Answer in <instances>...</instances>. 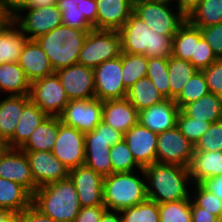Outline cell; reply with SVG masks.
<instances>
[{
	"label": "cell",
	"mask_w": 222,
	"mask_h": 222,
	"mask_svg": "<svg viewBox=\"0 0 222 222\" xmlns=\"http://www.w3.org/2000/svg\"><path fill=\"white\" fill-rule=\"evenodd\" d=\"M5 8L14 16L20 9L24 8L29 0H1Z\"/></svg>",
	"instance_id": "11a10c76"
},
{
	"label": "cell",
	"mask_w": 222,
	"mask_h": 222,
	"mask_svg": "<svg viewBox=\"0 0 222 222\" xmlns=\"http://www.w3.org/2000/svg\"><path fill=\"white\" fill-rule=\"evenodd\" d=\"M209 93L207 81L203 71H197L186 83L180 94L174 99L180 110Z\"/></svg>",
	"instance_id": "74e56055"
},
{
	"label": "cell",
	"mask_w": 222,
	"mask_h": 222,
	"mask_svg": "<svg viewBox=\"0 0 222 222\" xmlns=\"http://www.w3.org/2000/svg\"><path fill=\"white\" fill-rule=\"evenodd\" d=\"M88 32L62 24L47 34L37 37L35 41L43 49L56 72L78 63Z\"/></svg>",
	"instance_id": "277c9868"
},
{
	"label": "cell",
	"mask_w": 222,
	"mask_h": 222,
	"mask_svg": "<svg viewBox=\"0 0 222 222\" xmlns=\"http://www.w3.org/2000/svg\"><path fill=\"white\" fill-rule=\"evenodd\" d=\"M18 64L30 82L55 73L47 55L35 40L26 41Z\"/></svg>",
	"instance_id": "603a6c76"
},
{
	"label": "cell",
	"mask_w": 222,
	"mask_h": 222,
	"mask_svg": "<svg viewBox=\"0 0 222 222\" xmlns=\"http://www.w3.org/2000/svg\"><path fill=\"white\" fill-rule=\"evenodd\" d=\"M162 1L175 2V0H162Z\"/></svg>",
	"instance_id": "be15d7a7"
},
{
	"label": "cell",
	"mask_w": 222,
	"mask_h": 222,
	"mask_svg": "<svg viewBox=\"0 0 222 222\" xmlns=\"http://www.w3.org/2000/svg\"><path fill=\"white\" fill-rule=\"evenodd\" d=\"M210 125L211 122L188 117L182 110L177 115L176 126L194 146L209 129Z\"/></svg>",
	"instance_id": "7bdbcfd3"
},
{
	"label": "cell",
	"mask_w": 222,
	"mask_h": 222,
	"mask_svg": "<svg viewBox=\"0 0 222 222\" xmlns=\"http://www.w3.org/2000/svg\"><path fill=\"white\" fill-rule=\"evenodd\" d=\"M0 222H21V213L0 208Z\"/></svg>",
	"instance_id": "9f6ffc18"
},
{
	"label": "cell",
	"mask_w": 222,
	"mask_h": 222,
	"mask_svg": "<svg viewBox=\"0 0 222 222\" xmlns=\"http://www.w3.org/2000/svg\"><path fill=\"white\" fill-rule=\"evenodd\" d=\"M188 117L208 122L222 120V97L208 93L181 109Z\"/></svg>",
	"instance_id": "4dcf8cb0"
},
{
	"label": "cell",
	"mask_w": 222,
	"mask_h": 222,
	"mask_svg": "<svg viewBox=\"0 0 222 222\" xmlns=\"http://www.w3.org/2000/svg\"><path fill=\"white\" fill-rule=\"evenodd\" d=\"M140 171L146 179L149 200L160 204L191 199V190L187 186L193 184L189 168L155 162Z\"/></svg>",
	"instance_id": "6da1fadb"
},
{
	"label": "cell",
	"mask_w": 222,
	"mask_h": 222,
	"mask_svg": "<svg viewBox=\"0 0 222 222\" xmlns=\"http://www.w3.org/2000/svg\"><path fill=\"white\" fill-rule=\"evenodd\" d=\"M170 4L173 3L162 0L142 2L133 6V12L154 32L174 36L187 18Z\"/></svg>",
	"instance_id": "ba28073f"
},
{
	"label": "cell",
	"mask_w": 222,
	"mask_h": 222,
	"mask_svg": "<svg viewBox=\"0 0 222 222\" xmlns=\"http://www.w3.org/2000/svg\"><path fill=\"white\" fill-rule=\"evenodd\" d=\"M191 215L192 222H221V220L212 214L205 211L204 208L198 207L191 199Z\"/></svg>",
	"instance_id": "816d5d0a"
},
{
	"label": "cell",
	"mask_w": 222,
	"mask_h": 222,
	"mask_svg": "<svg viewBox=\"0 0 222 222\" xmlns=\"http://www.w3.org/2000/svg\"><path fill=\"white\" fill-rule=\"evenodd\" d=\"M24 152L38 188L69 177V169L51 151Z\"/></svg>",
	"instance_id": "2e32d148"
},
{
	"label": "cell",
	"mask_w": 222,
	"mask_h": 222,
	"mask_svg": "<svg viewBox=\"0 0 222 222\" xmlns=\"http://www.w3.org/2000/svg\"><path fill=\"white\" fill-rule=\"evenodd\" d=\"M58 0H29L27 5L22 9H35L45 6H53L57 4Z\"/></svg>",
	"instance_id": "680465c9"
},
{
	"label": "cell",
	"mask_w": 222,
	"mask_h": 222,
	"mask_svg": "<svg viewBox=\"0 0 222 222\" xmlns=\"http://www.w3.org/2000/svg\"><path fill=\"white\" fill-rule=\"evenodd\" d=\"M104 206L107 210L120 211L148 199L145 181L136 172L112 173L104 177Z\"/></svg>",
	"instance_id": "5b68a950"
},
{
	"label": "cell",
	"mask_w": 222,
	"mask_h": 222,
	"mask_svg": "<svg viewBox=\"0 0 222 222\" xmlns=\"http://www.w3.org/2000/svg\"><path fill=\"white\" fill-rule=\"evenodd\" d=\"M99 222H122L121 214L119 211L106 209Z\"/></svg>",
	"instance_id": "91938a15"
},
{
	"label": "cell",
	"mask_w": 222,
	"mask_h": 222,
	"mask_svg": "<svg viewBox=\"0 0 222 222\" xmlns=\"http://www.w3.org/2000/svg\"><path fill=\"white\" fill-rule=\"evenodd\" d=\"M119 212L122 222H159L158 204L149 199Z\"/></svg>",
	"instance_id": "60d3db41"
},
{
	"label": "cell",
	"mask_w": 222,
	"mask_h": 222,
	"mask_svg": "<svg viewBox=\"0 0 222 222\" xmlns=\"http://www.w3.org/2000/svg\"><path fill=\"white\" fill-rule=\"evenodd\" d=\"M29 97L47 116L59 117L69 102L56 73L31 82Z\"/></svg>",
	"instance_id": "9c48e42d"
},
{
	"label": "cell",
	"mask_w": 222,
	"mask_h": 222,
	"mask_svg": "<svg viewBox=\"0 0 222 222\" xmlns=\"http://www.w3.org/2000/svg\"><path fill=\"white\" fill-rule=\"evenodd\" d=\"M218 58L214 54L211 46L202 37L199 42H196L195 57H191L189 62L199 71L210 66Z\"/></svg>",
	"instance_id": "bcb514c9"
},
{
	"label": "cell",
	"mask_w": 222,
	"mask_h": 222,
	"mask_svg": "<svg viewBox=\"0 0 222 222\" xmlns=\"http://www.w3.org/2000/svg\"><path fill=\"white\" fill-rule=\"evenodd\" d=\"M201 38L200 28L186 20L173 37L172 56L189 61L191 57H195L196 42Z\"/></svg>",
	"instance_id": "1f68e13d"
},
{
	"label": "cell",
	"mask_w": 222,
	"mask_h": 222,
	"mask_svg": "<svg viewBox=\"0 0 222 222\" xmlns=\"http://www.w3.org/2000/svg\"><path fill=\"white\" fill-rule=\"evenodd\" d=\"M102 106L103 101L97 98L70 100L59 118L63 124L86 134L102 121Z\"/></svg>",
	"instance_id": "5bb4252c"
},
{
	"label": "cell",
	"mask_w": 222,
	"mask_h": 222,
	"mask_svg": "<svg viewBox=\"0 0 222 222\" xmlns=\"http://www.w3.org/2000/svg\"><path fill=\"white\" fill-rule=\"evenodd\" d=\"M189 173L193 183L222 175V151H194Z\"/></svg>",
	"instance_id": "484cf974"
},
{
	"label": "cell",
	"mask_w": 222,
	"mask_h": 222,
	"mask_svg": "<svg viewBox=\"0 0 222 222\" xmlns=\"http://www.w3.org/2000/svg\"><path fill=\"white\" fill-rule=\"evenodd\" d=\"M129 1L132 4V6H135V5L142 3V2H150V1H157V0H129Z\"/></svg>",
	"instance_id": "6125c7cd"
},
{
	"label": "cell",
	"mask_w": 222,
	"mask_h": 222,
	"mask_svg": "<svg viewBox=\"0 0 222 222\" xmlns=\"http://www.w3.org/2000/svg\"><path fill=\"white\" fill-rule=\"evenodd\" d=\"M0 177L21 184L32 195L38 189L28 158L25 152L19 148H9L0 159Z\"/></svg>",
	"instance_id": "ffe728a7"
},
{
	"label": "cell",
	"mask_w": 222,
	"mask_h": 222,
	"mask_svg": "<svg viewBox=\"0 0 222 222\" xmlns=\"http://www.w3.org/2000/svg\"><path fill=\"white\" fill-rule=\"evenodd\" d=\"M118 32L121 38L122 53L165 59L172 56L174 36L154 32L134 12Z\"/></svg>",
	"instance_id": "7a4b0ae2"
},
{
	"label": "cell",
	"mask_w": 222,
	"mask_h": 222,
	"mask_svg": "<svg viewBox=\"0 0 222 222\" xmlns=\"http://www.w3.org/2000/svg\"><path fill=\"white\" fill-rule=\"evenodd\" d=\"M176 10H179L186 18L200 4L201 0H175Z\"/></svg>",
	"instance_id": "db71d44e"
},
{
	"label": "cell",
	"mask_w": 222,
	"mask_h": 222,
	"mask_svg": "<svg viewBox=\"0 0 222 222\" xmlns=\"http://www.w3.org/2000/svg\"><path fill=\"white\" fill-rule=\"evenodd\" d=\"M179 111L180 108L174 100L165 99L139 111L138 122L159 134L176 126Z\"/></svg>",
	"instance_id": "44dd1931"
},
{
	"label": "cell",
	"mask_w": 222,
	"mask_h": 222,
	"mask_svg": "<svg viewBox=\"0 0 222 222\" xmlns=\"http://www.w3.org/2000/svg\"><path fill=\"white\" fill-rule=\"evenodd\" d=\"M187 20L198 28L222 23V0H201Z\"/></svg>",
	"instance_id": "d590c367"
},
{
	"label": "cell",
	"mask_w": 222,
	"mask_h": 222,
	"mask_svg": "<svg viewBox=\"0 0 222 222\" xmlns=\"http://www.w3.org/2000/svg\"><path fill=\"white\" fill-rule=\"evenodd\" d=\"M23 12H26V14ZM61 16V10L56 5L35 9H20L13 16V22L28 40H35L37 37L62 25Z\"/></svg>",
	"instance_id": "30bf717a"
},
{
	"label": "cell",
	"mask_w": 222,
	"mask_h": 222,
	"mask_svg": "<svg viewBox=\"0 0 222 222\" xmlns=\"http://www.w3.org/2000/svg\"><path fill=\"white\" fill-rule=\"evenodd\" d=\"M69 171L85 163V134L74 127L63 124L59 118V127L51 151Z\"/></svg>",
	"instance_id": "4fadbf2b"
},
{
	"label": "cell",
	"mask_w": 222,
	"mask_h": 222,
	"mask_svg": "<svg viewBox=\"0 0 222 222\" xmlns=\"http://www.w3.org/2000/svg\"><path fill=\"white\" fill-rule=\"evenodd\" d=\"M195 185V186H194ZM195 193L192 196V201L198 206L205 209V211L211 212L222 220V200L218 198L214 193L205 189L200 183H193Z\"/></svg>",
	"instance_id": "ee69618b"
},
{
	"label": "cell",
	"mask_w": 222,
	"mask_h": 222,
	"mask_svg": "<svg viewBox=\"0 0 222 222\" xmlns=\"http://www.w3.org/2000/svg\"><path fill=\"white\" fill-rule=\"evenodd\" d=\"M95 98L106 101L126 98L127 88L122 81V53L104 61L94 69Z\"/></svg>",
	"instance_id": "7c38bea8"
},
{
	"label": "cell",
	"mask_w": 222,
	"mask_h": 222,
	"mask_svg": "<svg viewBox=\"0 0 222 222\" xmlns=\"http://www.w3.org/2000/svg\"><path fill=\"white\" fill-rule=\"evenodd\" d=\"M194 154V145L177 126L158 134L156 162L188 168Z\"/></svg>",
	"instance_id": "8fae6325"
},
{
	"label": "cell",
	"mask_w": 222,
	"mask_h": 222,
	"mask_svg": "<svg viewBox=\"0 0 222 222\" xmlns=\"http://www.w3.org/2000/svg\"><path fill=\"white\" fill-rule=\"evenodd\" d=\"M194 151H222V120L211 123L194 146Z\"/></svg>",
	"instance_id": "f6af8a7d"
},
{
	"label": "cell",
	"mask_w": 222,
	"mask_h": 222,
	"mask_svg": "<svg viewBox=\"0 0 222 222\" xmlns=\"http://www.w3.org/2000/svg\"><path fill=\"white\" fill-rule=\"evenodd\" d=\"M21 222H57L38 210L33 204L21 212Z\"/></svg>",
	"instance_id": "f907efd6"
},
{
	"label": "cell",
	"mask_w": 222,
	"mask_h": 222,
	"mask_svg": "<svg viewBox=\"0 0 222 222\" xmlns=\"http://www.w3.org/2000/svg\"><path fill=\"white\" fill-rule=\"evenodd\" d=\"M70 100L95 98V81L93 68L82 64L59 69L55 72Z\"/></svg>",
	"instance_id": "9a60e30c"
},
{
	"label": "cell",
	"mask_w": 222,
	"mask_h": 222,
	"mask_svg": "<svg viewBox=\"0 0 222 222\" xmlns=\"http://www.w3.org/2000/svg\"><path fill=\"white\" fill-rule=\"evenodd\" d=\"M200 30L216 57L222 59V23L200 28Z\"/></svg>",
	"instance_id": "c3c4849f"
},
{
	"label": "cell",
	"mask_w": 222,
	"mask_h": 222,
	"mask_svg": "<svg viewBox=\"0 0 222 222\" xmlns=\"http://www.w3.org/2000/svg\"><path fill=\"white\" fill-rule=\"evenodd\" d=\"M165 99H170L168 59L148 57L147 75Z\"/></svg>",
	"instance_id": "ab89813d"
},
{
	"label": "cell",
	"mask_w": 222,
	"mask_h": 222,
	"mask_svg": "<svg viewBox=\"0 0 222 222\" xmlns=\"http://www.w3.org/2000/svg\"><path fill=\"white\" fill-rule=\"evenodd\" d=\"M198 70L188 61L171 56L168 59L170 99L174 100Z\"/></svg>",
	"instance_id": "e575fe53"
},
{
	"label": "cell",
	"mask_w": 222,
	"mask_h": 222,
	"mask_svg": "<svg viewBox=\"0 0 222 222\" xmlns=\"http://www.w3.org/2000/svg\"><path fill=\"white\" fill-rule=\"evenodd\" d=\"M48 116L32 101L23 110L14 135L8 140L10 148H21L29 139L35 128Z\"/></svg>",
	"instance_id": "4316f807"
},
{
	"label": "cell",
	"mask_w": 222,
	"mask_h": 222,
	"mask_svg": "<svg viewBox=\"0 0 222 222\" xmlns=\"http://www.w3.org/2000/svg\"><path fill=\"white\" fill-rule=\"evenodd\" d=\"M28 38L12 21L0 30V65L3 63H18L23 46Z\"/></svg>",
	"instance_id": "f546056e"
},
{
	"label": "cell",
	"mask_w": 222,
	"mask_h": 222,
	"mask_svg": "<svg viewBox=\"0 0 222 222\" xmlns=\"http://www.w3.org/2000/svg\"><path fill=\"white\" fill-rule=\"evenodd\" d=\"M31 82L18 63L0 65L1 91L10 95H29Z\"/></svg>",
	"instance_id": "d6a6232c"
},
{
	"label": "cell",
	"mask_w": 222,
	"mask_h": 222,
	"mask_svg": "<svg viewBox=\"0 0 222 222\" xmlns=\"http://www.w3.org/2000/svg\"><path fill=\"white\" fill-rule=\"evenodd\" d=\"M59 127V117L48 116L35 128L22 151H52Z\"/></svg>",
	"instance_id": "83f0119b"
},
{
	"label": "cell",
	"mask_w": 222,
	"mask_h": 222,
	"mask_svg": "<svg viewBox=\"0 0 222 222\" xmlns=\"http://www.w3.org/2000/svg\"><path fill=\"white\" fill-rule=\"evenodd\" d=\"M9 148L8 141L5 138L0 137V159L9 150Z\"/></svg>",
	"instance_id": "94428289"
},
{
	"label": "cell",
	"mask_w": 222,
	"mask_h": 222,
	"mask_svg": "<svg viewBox=\"0 0 222 222\" xmlns=\"http://www.w3.org/2000/svg\"><path fill=\"white\" fill-rule=\"evenodd\" d=\"M159 222H192L191 199L158 204Z\"/></svg>",
	"instance_id": "f35d334b"
},
{
	"label": "cell",
	"mask_w": 222,
	"mask_h": 222,
	"mask_svg": "<svg viewBox=\"0 0 222 222\" xmlns=\"http://www.w3.org/2000/svg\"><path fill=\"white\" fill-rule=\"evenodd\" d=\"M69 177L77 190L81 207L104 205V176L82 165L70 170Z\"/></svg>",
	"instance_id": "e0dca14e"
},
{
	"label": "cell",
	"mask_w": 222,
	"mask_h": 222,
	"mask_svg": "<svg viewBox=\"0 0 222 222\" xmlns=\"http://www.w3.org/2000/svg\"><path fill=\"white\" fill-rule=\"evenodd\" d=\"M110 161L112 164V173L135 172L136 168L137 170L142 169L134 160L124 139L111 146Z\"/></svg>",
	"instance_id": "b9f144b4"
},
{
	"label": "cell",
	"mask_w": 222,
	"mask_h": 222,
	"mask_svg": "<svg viewBox=\"0 0 222 222\" xmlns=\"http://www.w3.org/2000/svg\"><path fill=\"white\" fill-rule=\"evenodd\" d=\"M56 6L63 25L85 31L97 29L96 0H58Z\"/></svg>",
	"instance_id": "ac0fdd59"
},
{
	"label": "cell",
	"mask_w": 222,
	"mask_h": 222,
	"mask_svg": "<svg viewBox=\"0 0 222 222\" xmlns=\"http://www.w3.org/2000/svg\"><path fill=\"white\" fill-rule=\"evenodd\" d=\"M200 184L222 200V175L213 178H206L201 181Z\"/></svg>",
	"instance_id": "f5cc1de1"
},
{
	"label": "cell",
	"mask_w": 222,
	"mask_h": 222,
	"mask_svg": "<svg viewBox=\"0 0 222 222\" xmlns=\"http://www.w3.org/2000/svg\"><path fill=\"white\" fill-rule=\"evenodd\" d=\"M97 29L119 31L133 12L129 0H96Z\"/></svg>",
	"instance_id": "cb8c5ba5"
},
{
	"label": "cell",
	"mask_w": 222,
	"mask_h": 222,
	"mask_svg": "<svg viewBox=\"0 0 222 222\" xmlns=\"http://www.w3.org/2000/svg\"><path fill=\"white\" fill-rule=\"evenodd\" d=\"M126 99L138 111L165 100L163 95L148 77H144L136 81V83L127 90Z\"/></svg>",
	"instance_id": "836d02e7"
},
{
	"label": "cell",
	"mask_w": 222,
	"mask_h": 222,
	"mask_svg": "<svg viewBox=\"0 0 222 222\" xmlns=\"http://www.w3.org/2000/svg\"><path fill=\"white\" fill-rule=\"evenodd\" d=\"M121 38L116 30L92 29L83 43L78 63L95 68L121 55Z\"/></svg>",
	"instance_id": "52a82bcc"
},
{
	"label": "cell",
	"mask_w": 222,
	"mask_h": 222,
	"mask_svg": "<svg viewBox=\"0 0 222 222\" xmlns=\"http://www.w3.org/2000/svg\"><path fill=\"white\" fill-rule=\"evenodd\" d=\"M105 210L104 205L81 207L74 222H99Z\"/></svg>",
	"instance_id": "681fc988"
},
{
	"label": "cell",
	"mask_w": 222,
	"mask_h": 222,
	"mask_svg": "<svg viewBox=\"0 0 222 222\" xmlns=\"http://www.w3.org/2000/svg\"><path fill=\"white\" fill-rule=\"evenodd\" d=\"M13 21V15L5 8L0 0V30L8 26Z\"/></svg>",
	"instance_id": "6f0895ef"
},
{
	"label": "cell",
	"mask_w": 222,
	"mask_h": 222,
	"mask_svg": "<svg viewBox=\"0 0 222 222\" xmlns=\"http://www.w3.org/2000/svg\"><path fill=\"white\" fill-rule=\"evenodd\" d=\"M157 138V133L138 122L124 134L123 139L136 163L145 168L156 162Z\"/></svg>",
	"instance_id": "d6986e66"
},
{
	"label": "cell",
	"mask_w": 222,
	"mask_h": 222,
	"mask_svg": "<svg viewBox=\"0 0 222 222\" xmlns=\"http://www.w3.org/2000/svg\"><path fill=\"white\" fill-rule=\"evenodd\" d=\"M123 138V133L101 121L93 131L85 134L84 165L104 177L112 174L110 149Z\"/></svg>",
	"instance_id": "8992f818"
},
{
	"label": "cell",
	"mask_w": 222,
	"mask_h": 222,
	"mask_svg": "<svg viewBox=\"0 0 222 222\" xmlns=\"http://www.w3.org/2000/svg\"><path fill=\"white\" fill-rule=\"evenodd\" d=\"M32 204V194L21 184L0 177V208L22 212Z\"/></svg>",
	"instance_id": "f1b7e54d"
},
{
	"label": "cell",
	"mask_w": 222,
	"mask_h": 222,
	"mask_svg": "<svg viewBox=\"0 0 222 222\" xmlns=\"http://www.w3.org/2000/svg\"><path fill=\"white\" fill-rule=\"evenodd\" d=\"M202 71L207 81L209 93L222 97V59H218Z\"/></svg>",
	"instance_id": "7dc6e473"
},
{
	"label": "cell",
	"mask_w": 222,
	"mask_h": 222,
	"mask_svg": "<svg viewBox=\"0 0 222 222\" xmlns=\"http://www.w3.org/2000/svg\"><path fill=\"white\" fill-rule=\"evenodd\" d=\"M7 96L0 101V137L8 141L14 135L24 107L31 100L29 95Z\"/></svg>",
	"instance_id": "d4e9b609"
},
{
	"label": "cell",
	"mask_w": 222,
	"mask_h": 222,
	"mask_svg": "<svg viewBox=\"0 0 222 222\" xmlns=\"http://www.w3.org/2000/svg\"><path fill=\"white\" fill-rule=\"evenodd\" d=\"M139 111L126 99L103 101L102 121L125 134L138 123Z\"/></svg>",
	"instance_id": "7402d4cb"
},
{
	"label": "cell",
	"mask_w": 222,
	"mask_h": 222,
	"mask_svg": "<svg viewBox=\"0 0 222 222\" xmlns=\"http://www.w3.org/2000/svg\"><path fill=\"white\" fill-rule=\"evenodd\" d=\"M148 57L141 54L122 53V81L129 89L147 75Z\"/></svg>",
	"instance_id": "8d00e7d4"
},
{
	"label": "cell",
	"mask_w": 222,
	"mask_h": 222,
	"mask_svg": "<svg viewBox=\"0 0 222 222\" xmlns=\"http://www.w3.org/2000/svg\"><path fill=\"white\" fill-rule=\"evenodd\" d=\"M32 204L57 222H74L81 209L70 177L39 187L32 195Z\"/></svg>",
	"instance_id": "3957f363"
}]
</instances>
